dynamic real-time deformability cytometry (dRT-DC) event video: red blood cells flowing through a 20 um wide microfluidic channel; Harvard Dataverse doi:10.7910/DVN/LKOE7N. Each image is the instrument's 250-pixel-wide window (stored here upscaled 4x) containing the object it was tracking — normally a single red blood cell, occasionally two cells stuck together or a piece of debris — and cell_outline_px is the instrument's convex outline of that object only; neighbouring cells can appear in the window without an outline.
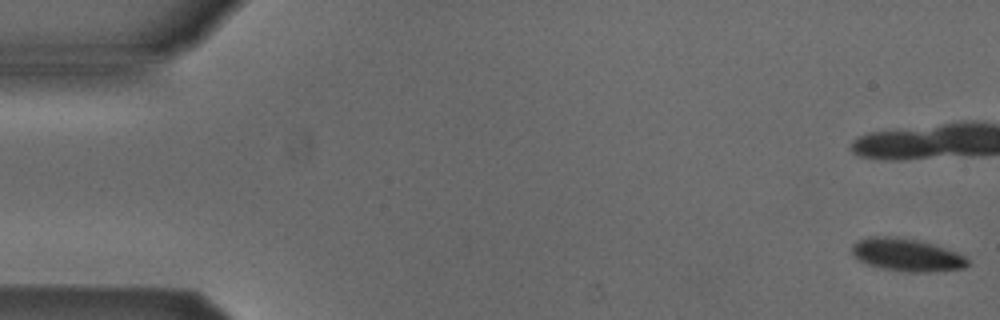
{"species": "Egyptian fruit bat (a non-hibernating species)", "species_latin": "Rousettus aegyptiacus", "temperature_condition": "cold", "stored_images_in_passage": 20, "camera_frame_rate_fps": 3000, "um_per_image_px": 0.085, "animal": {"sex": "male"}, "frame": {"image": 1, "passage_image": 1, "time_ms": 0.0, "image_size_px": [1000, 320], "cell_outline_px": [[968, 264], [964, 268], [928, 272], [908, 272], [884, 268], [868, 264], [860, 260], [852, 252], [852, 248], [860, 240], [872, 236], [896, 236], [916, 240], [944, 248], [956, 252], [964, 256], [968, 260]], "centroid_in_image_um": [77.1, 21.67], "position_along_channel_um": 7.9, "area_um2": 21.5}}